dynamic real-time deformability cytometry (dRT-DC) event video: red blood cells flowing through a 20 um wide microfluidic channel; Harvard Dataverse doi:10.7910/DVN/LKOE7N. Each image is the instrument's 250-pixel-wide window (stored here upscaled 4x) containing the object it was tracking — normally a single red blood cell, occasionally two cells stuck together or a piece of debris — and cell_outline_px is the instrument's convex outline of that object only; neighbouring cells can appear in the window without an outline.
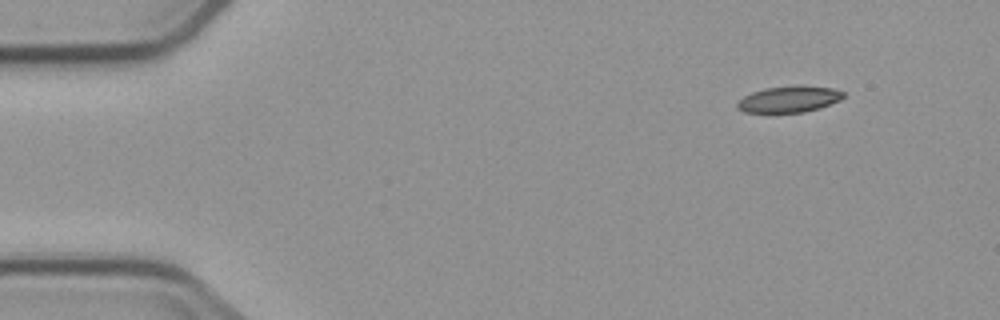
{"species": "common noctule bat (a hibernating species)", "species_latin": "Nyctalus noctula", "temperature_condition": "cold", "stored_images_in_passage": 6, "segment_of_instrument_passage": [2, 2], "camera_frame_rate_fps": 3000, "um_per_image_px": 0.085, "animal": {"sex": "male", "body_mass_g": 23.1, "forearm_length_mm": 52.7}, "frame": {"image": 1, "passage_image": 6, "time_ms": 6.0, "image_size_px": [1000, 320], "cell_outline_px": [[844, 96], [840, 100], [820, 108], [804, 112], [744, 112], [736, 108], [736, 104], [744, 96], [752, 92], [764, 88], [832, 88], [844, 92]], "centroid_in_image_um": [67.03, 8.48], "position_along_channel_um": 18.0, "area_um2": 15.43}}